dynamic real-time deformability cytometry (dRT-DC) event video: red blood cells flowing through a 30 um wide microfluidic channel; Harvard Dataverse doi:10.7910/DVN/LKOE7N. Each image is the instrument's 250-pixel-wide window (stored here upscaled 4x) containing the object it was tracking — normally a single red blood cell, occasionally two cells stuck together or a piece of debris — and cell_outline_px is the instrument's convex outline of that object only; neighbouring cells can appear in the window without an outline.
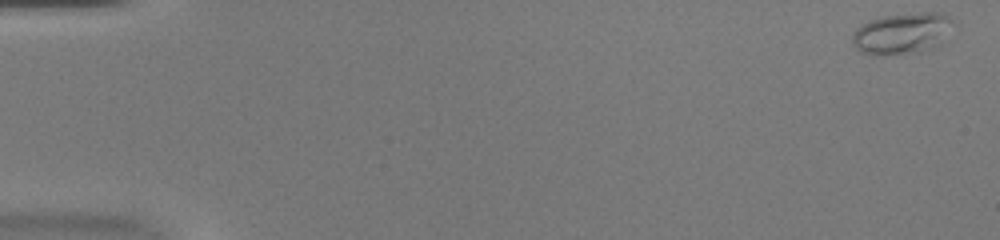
{"species": "common noctule bat (a hibernating species)", "species_latin": "Nyctalus noctula", "temperature_condition": "warm", "stored_images_in_passage": 12, "camera_frame_rate_fps": 3000, "um_per_image_px": 0.085, "animal": {"sex": "female", "body_mass_g": 20.0, "forearm_length_mm": 54.0}, "frame": {"image": 1, "passage_image": 1, "time_ms": 0.0, "image_size_px": [1000, 240], "cell_outline_px": [[952, 20], [932, 48], [920, 52], [880, 56], [872, 56], [860, 52], [852, 44], [852, 32], [856, 28], [868, 20], [880, 16], [924, 12], [944, 12]], "centroid_in_image_um": [76.51, 2.84], "position_along_channel_um": 8.5, "area_um2": 23.93}}